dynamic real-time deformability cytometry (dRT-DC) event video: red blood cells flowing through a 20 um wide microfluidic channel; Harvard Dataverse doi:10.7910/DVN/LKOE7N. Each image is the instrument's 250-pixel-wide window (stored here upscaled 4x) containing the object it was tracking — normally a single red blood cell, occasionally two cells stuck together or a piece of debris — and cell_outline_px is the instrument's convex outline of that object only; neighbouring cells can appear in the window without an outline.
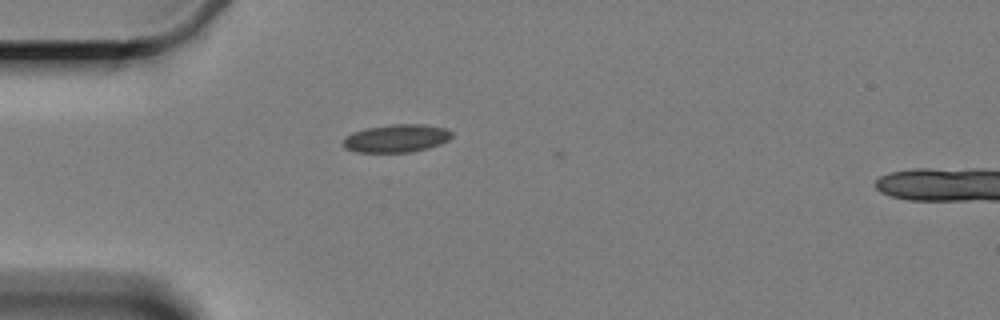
{"species": "Egyptian fruit bat (a non-hibernating species)", "species_latin": "Rousettus aegyptiacus", "temperature_condition": "cold", "stored_images_in_passage": 6, "camera_frame_rate_fps": 3000, "um_per_image_px": 0.085, "animal": {"sex": "female"}, "frame": {"image": 1, "passage_image": 1, "time_ms": 0.0, "image_size_px": [1000, 320], "cell_outline_px": [[452, 136], [448, 140], [440, 144], [428, 148], [412, 152], [356, 152], [344, 148], [344, 136], [352, 132], [364, 128], [392, 124], [424, 124], [444, 128], [452, 132]], "centroid_in_image_um": [33.67, 11.75], "position_along_channel_um": 51.3, "area_um2": 17.8}}
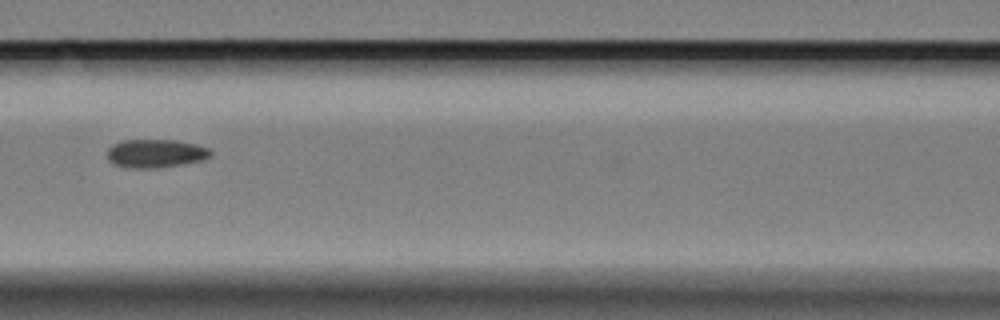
{"frame": {"image": 2, "passage_image": 4, "time_ms": 3.333, "image_size_px": [1000, 320], "cell_outline_px": [[212, 156], [204, 160], [184, 164], [156, 168], [124, 168], [112, 164], [108, 160], [108, 148], [112, 144], [120, 140], [176, 140], [196, 144], [208, 148], [212, 152]], "centroid_in_image_um": [13.21, 13.05], "position_along_channel_um": 153.4, "area_um2": 17.46}}
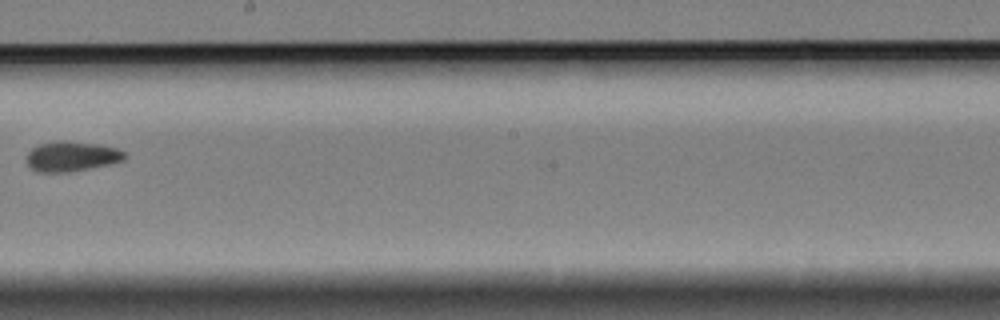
{"frame": {"image": 3, "passage_image": 6, "time_ms": 6.0, "image_size_px": [1000, 320], "cell_outline_px": [[124, 160], [108, 164], [68, 172], [36, 172], [24, 160], [28, 152], [32, 148], [40, 144], [100, 144], [116, 148], [124, 152]], "centroid_in_image_um": [6.05, 13.35], "position_along_channel_um": 242.1, "area_um2": 16.18}}